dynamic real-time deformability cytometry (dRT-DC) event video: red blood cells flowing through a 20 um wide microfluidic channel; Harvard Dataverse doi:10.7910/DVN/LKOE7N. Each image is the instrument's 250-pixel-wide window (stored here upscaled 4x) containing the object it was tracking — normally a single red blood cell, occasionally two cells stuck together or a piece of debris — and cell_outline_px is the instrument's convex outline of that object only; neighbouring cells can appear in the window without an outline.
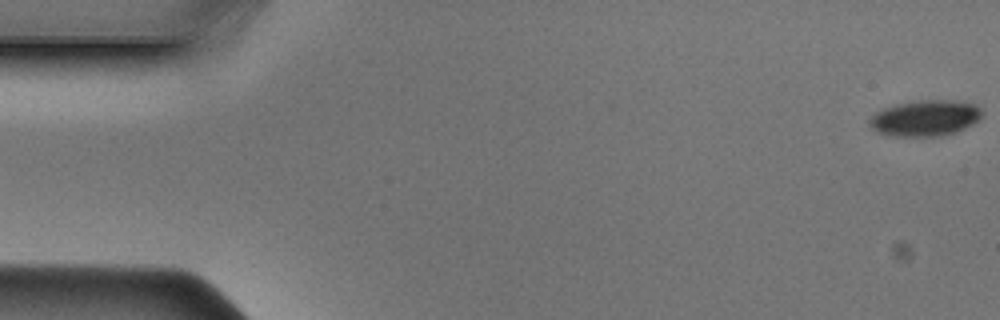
{"species": "Egyptian fruit bat (a non-hibernating species)", "species_latin": "Rousettus aegyptiacus", "temperature_condition": "cold", "stored_images_in_passage": 48, "camera_frame_rate_fps": 3000, "um_per_image_px": 0.085, "animal": {"sex": "male"}, "frame": {"image": 1, "passage_image": 1, "time_ms": 0.0, "image_size_px": [1000, 320], "cell_outline_px": [[984, 116], [980, 120], [956, 132], [944, 136], [892, 136], [876, 132], [868, 124], [868, 120], [876, 112], [884, 108], [896, 104], [924, 100], [956, 100], [976, 104], [980, 108]], "centroid_in_image_um": [78.67, 10.04], "position_along_channel_um": 6.3, "area_um2": 23.81}}
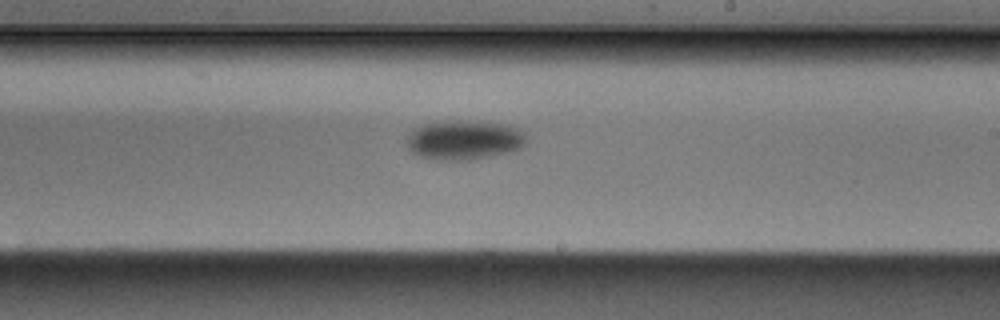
{"frame": {"image": 2, "passage_image": 28, "time_ms": 9.0, "image_size_px": [1000, 320], "cell_outline_px": [[524, 144], [520, 148], [472, 160], [436, 160], [420, 156], [412, 152], [408, 148], [404, 140], [420, 124], [448, 120], [452, 120], [504, 124], [516, 128], [524, 136]], "centroid_in_image_um": [39.35, 11.9], "position_along_channel_um": 249.7, "area_um2": 27.11}}
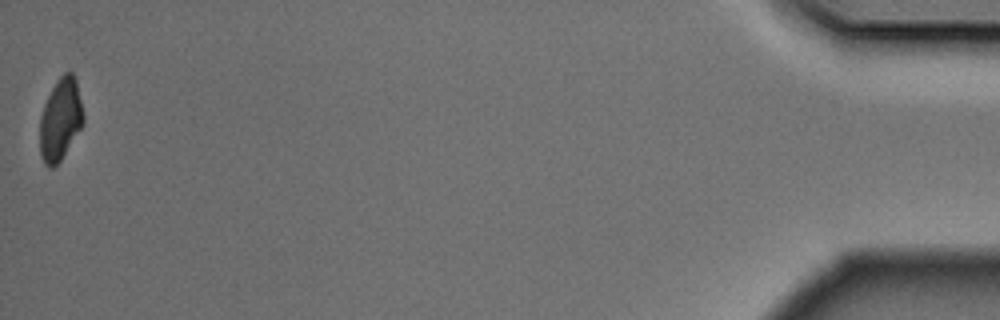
{"frame": {"image": 3, "passage_image": 48, "time_ms": 15.667, "image_size_px": [1000, 320], "cell_outline_px": [[84, 124], [60, 160], [52, 168], [48, 168], [44, 164], [40, 156], [40, 116], [44, 104], [52, 88], [60, 76], [64, 72], [72, 72], [76, 80], [84, 116]], "centroid_in_image_um": [5.13, 10.16], "position_along_channel_um": 430.1, "area_um2": 20.75}}